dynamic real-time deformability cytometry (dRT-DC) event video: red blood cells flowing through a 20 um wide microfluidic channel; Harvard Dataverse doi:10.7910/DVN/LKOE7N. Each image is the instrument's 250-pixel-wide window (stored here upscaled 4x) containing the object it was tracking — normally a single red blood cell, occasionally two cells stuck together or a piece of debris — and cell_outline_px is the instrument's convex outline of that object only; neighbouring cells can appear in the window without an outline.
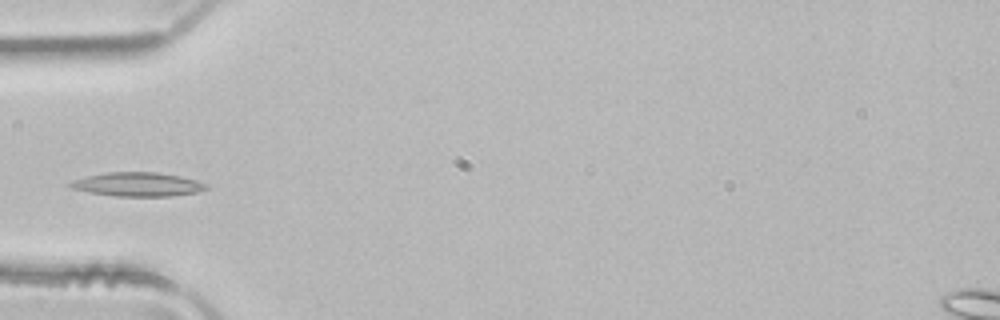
{"species": "common noctule bat (a hibernating species)", "species_latin": "Nyctalus noctula", "temperature_condition": "room temperature", "stored_images_in_passage": 4, "camera_frame_rate_fps": 3000, "um_per_image_px": 0.085, "animal": {"sex": "male", "body_mass_g": 21.5, "forearm_length_mm": 52.0}, "frame": {"image": 1, "passage_image": 4, "time_ms": 1.0, "image_size_px": [1000, 320], "cell_outline_px": [[208, 188], [196, 192], [172, 196], [116, 196], [88, 192], [72, 188], [68, 184], [72, 180], [88, 176], [108, 172], [156, 172], [180, 176], [196, 180], [208, 184]], "centroid_in_image_um": [11.71, 15.67], "position_along_channel_um": 73.3, "area_um2": 18.84}}